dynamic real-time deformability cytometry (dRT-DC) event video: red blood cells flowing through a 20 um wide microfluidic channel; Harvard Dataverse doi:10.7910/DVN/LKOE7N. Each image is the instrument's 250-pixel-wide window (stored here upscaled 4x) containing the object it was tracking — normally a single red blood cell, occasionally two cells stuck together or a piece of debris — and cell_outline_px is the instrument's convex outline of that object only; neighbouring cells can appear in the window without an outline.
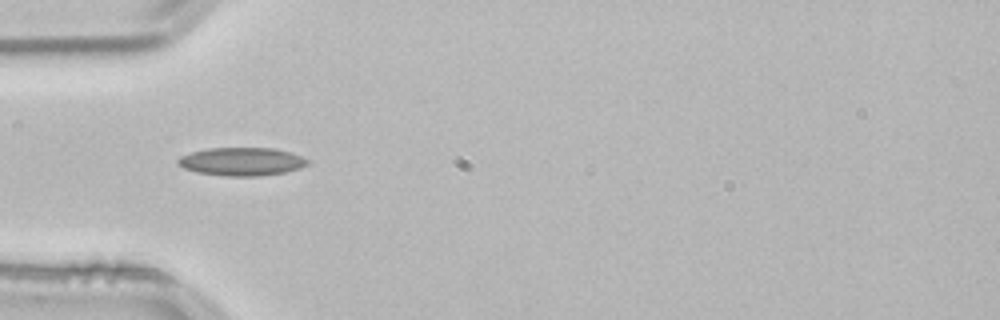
{"species": "common noctule bat (a hibernating species)", "species_latin": "Nyctalus noctula", "temperature_condition": "room temperature", "stored_images_in_passage": 37, "camera_frame_rate_fps": 3000, "um_per_image_px": 0.085, "animal": {"sex": "male", "body_mass_g": 21.5, "forearm_length_mm": 52.0}, "frame": {"image": 1, "passage_image": 1, "time_ms": 0.0, "image_size_px": [1000, 320], "cell_outline_px": [[308, 164], [300, 168], [284, 172], [260, 176], [224, 176], [196, 172], [184, 168], [176, 164], [176, 160], [180, 156], [192, 152], [208, 148], [272, 148], [288, 152], [300, 156], [308, 160]], "centroid_in_image_um": [20.49, 13.74], "position_along_channel_um": 64.5, "area_um2": 21.21}}
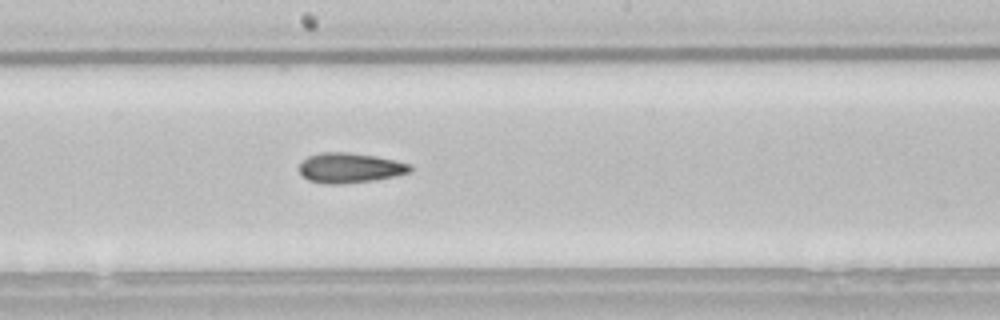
{"frame": {"image": 2, "passage_image": 13, "time_ms": 4.0, "image_size_px": [1000, 320], "cell_outline_px": [[412, 172], [396, 176], [372, 180], [340, 184], [324, 184], [308, 180], [300, 172], [300, 164], [308, 156], [320, 152], [348, 152], [376, 156], [396, 160], [412, 164]], "centroid_in_image_um": [29.78, 14.26], "position_along_channel_um": 218.4, "area_um2": 19.48}}
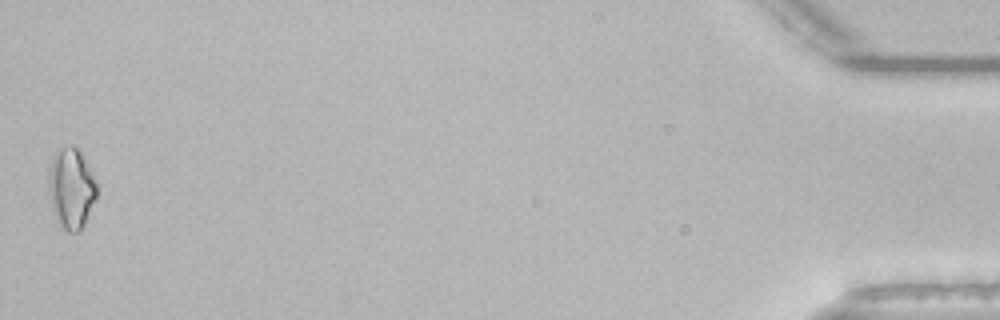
{"frame": {"image": 3, "passage_image": 37, "time_ms": 12.0, "image_size_px": [1000, 320], "cell_outline_px": [[96, 200], [80, 232], [68, 232], [60, 228], [56, 220], [52, 208], [48, 188], [48, 184], [52, 160], [60, 148], [72, 144], [80, 148], [96, 184]], "centroid_in_image_um": [6.06, 16.04], "position_along_channel_um": 429.1, "area_um2": 22.6}, "authors_computed_cell_mechanics": {"area_um2": 18.785, "velocity_mm_per_s": 3.86, "shape_relaxation_time_tau1_ms": null, "shape_relaxation_time_tau2_ms": 4.3569, "deformation_change_tau1": null, "deformation_change_tau2": 0.1237}}